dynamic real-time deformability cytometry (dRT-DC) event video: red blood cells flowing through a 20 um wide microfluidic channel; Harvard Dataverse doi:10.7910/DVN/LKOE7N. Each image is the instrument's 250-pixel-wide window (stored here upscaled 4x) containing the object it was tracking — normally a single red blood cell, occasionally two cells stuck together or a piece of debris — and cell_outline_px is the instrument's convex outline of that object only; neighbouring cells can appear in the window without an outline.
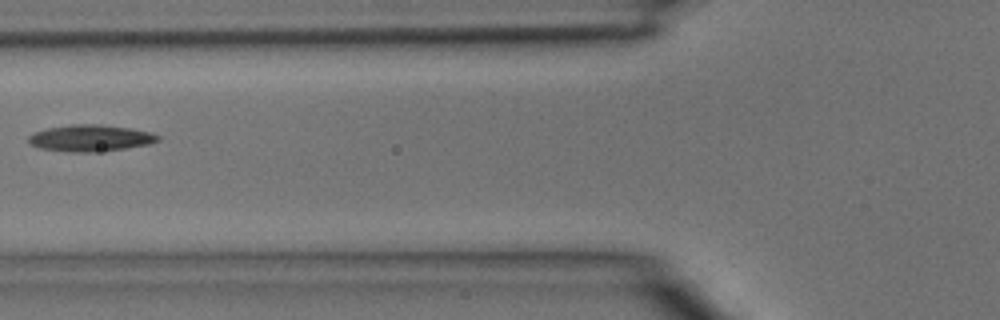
{"species": "common noctule bat (a hibernating species)", "species_latin": "Nyctalus noctula", "temperature_condition": "room temperature", "stored_images_in_passage": 4, "camera_frame_rate_fps": 3000, "um_per_image_px": 0.085, "animal": {"sex": "male", "body_mass_g": 15.6}, "frame": {"image": 1, "passage_image": 4, "time_ms": 1.0, "image_size_px": [1000, 320], "cell_outline_px": [[160, 140], [148, 144], [124, 148], [96, 152], [72, 152], [40, 148], [32, 144], [28, 140], [28, 136], [32, 132], [48, 128], [72, 124], [100, 124], [132, 128], [152, 132], [160, 136]], "centroid_in_image_um": [7.7, 11.72], "position_along_channel_um": 118.1, "area_um2": 20.06}}